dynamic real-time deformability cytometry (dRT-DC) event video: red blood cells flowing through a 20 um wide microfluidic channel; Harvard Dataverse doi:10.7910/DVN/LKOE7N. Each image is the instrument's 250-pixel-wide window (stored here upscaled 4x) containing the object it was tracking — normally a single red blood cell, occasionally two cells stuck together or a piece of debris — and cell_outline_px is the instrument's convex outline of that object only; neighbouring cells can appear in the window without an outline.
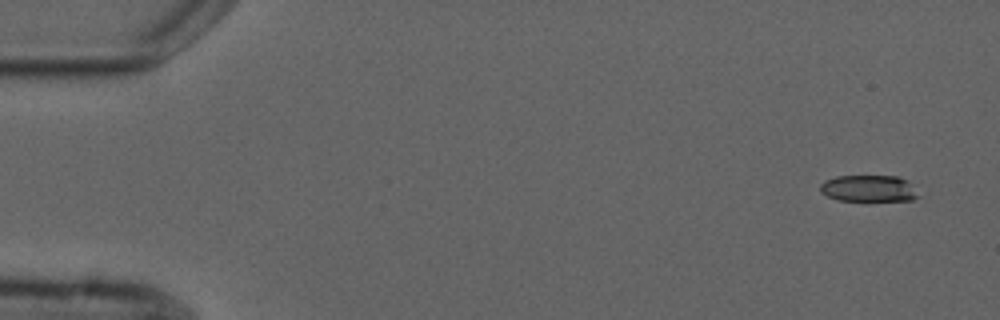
{"species": "common noctule bat (a hibernating species)", "species_latin": "Nyctalus noctula", "temperature_condition": "cold", "stored_images_in_passage": 7, "camera_frame_rate_fps": 3000, "um_per_image_px": 0.085, "animal": {"sex": "male", "forearm_length_mm": 52.5}, "frame": {"image": 1, "passage_image": 1, "time_ms": 0.0, "image_size_px": [1000, 320], "cell_outline_px": [[920, 196], [912, 200], [836, 200], [820, 192], [820, 184], [824, 180], [836, 176], [900, 176], [908, 180]], "centroid_in_image_um": [73.84, 16.0], "position_along_channel_um": 11.2, "area_um2": 15.26}}
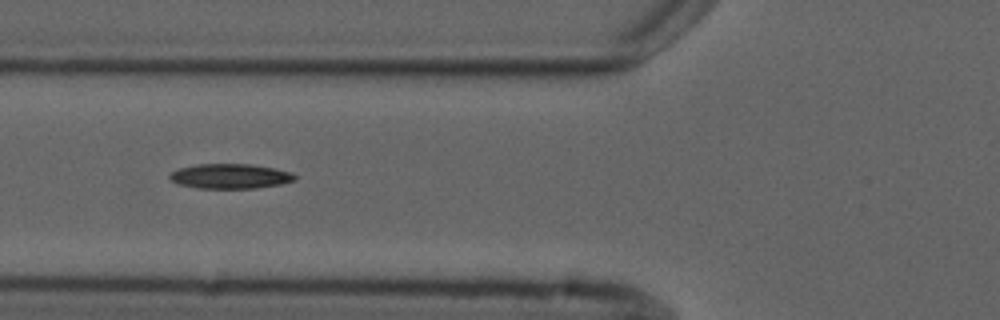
{"frame": {"image": 2, "passage_image": 6, "time_ms": 6.0, "image_size_px": [1000, 320], "cell_outline_px": [[296, 180], [280, 184], [256, 188], [196, 188], [180, 184], [172, 180], [168, 176], [172, 172], [180, 168], [196, 164], [248, 164], [272, 168], [292, 172], [296, 176]], "centroid_in_image_um": [19.58, 14.98], "position_along_channel_um": 106.2, "area_um2": 17.92}}
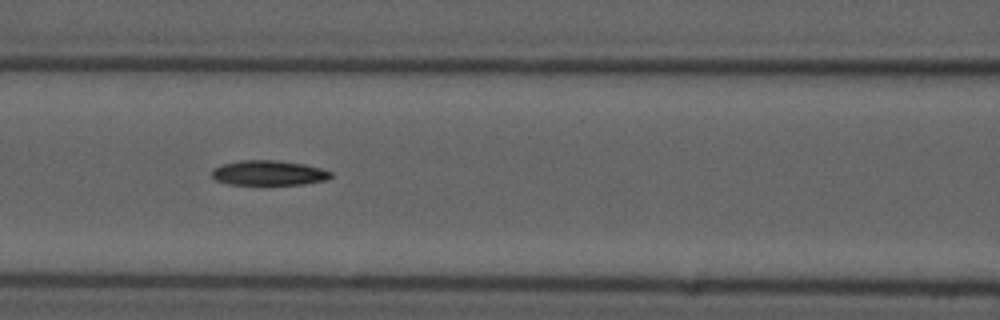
{"frame": {"image": 3, "passage_image": 7, "time_ms": 7.0, "image_size_px": [1000, 320], "cell_outline_px": [[332, 176], [328, 180], [304, 184], [228, 184], [216, 180], [212, 176], [212, 168], [220, 164], [240, 160], [276, 160], [304, 164], [320, 168], [332, 172]], "centroid_in_image_um": [22.83, 14.69], "position_along_channel_um": 143.8, "area_um2": 17.34}}